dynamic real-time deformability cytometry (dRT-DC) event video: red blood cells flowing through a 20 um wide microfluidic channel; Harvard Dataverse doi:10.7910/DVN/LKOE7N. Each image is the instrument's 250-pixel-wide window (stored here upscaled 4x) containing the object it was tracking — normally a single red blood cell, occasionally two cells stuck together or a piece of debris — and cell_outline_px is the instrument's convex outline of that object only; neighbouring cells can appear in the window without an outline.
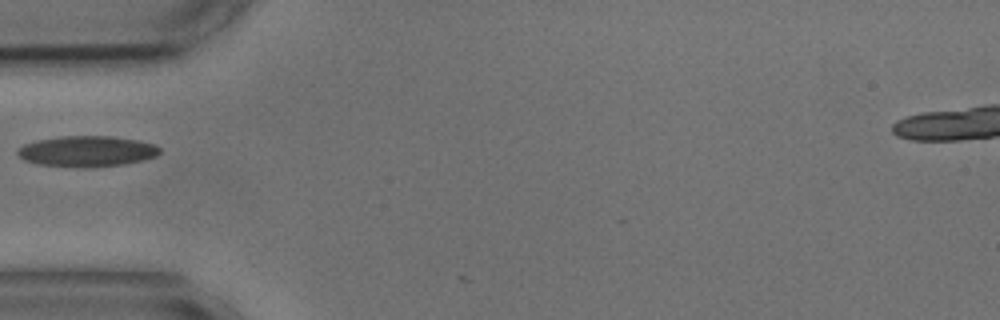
{"species": "common noctule bat (a hibernating species)", "species_latin": "Nyctalus noctula", "temperature_condition": "cold", "stored_images_in_passage": 5, "camera_frame_rate_fps": 3000, "um_per_image_px": 0.085, "animal": {"sex": "male", "body_mass_g": 17.9, "forearm_length_mm": 54.2}, "frame": {"image": 1, "passage_image": 1, "time_ms": 0.0, "image_size_px": [1000, 320], "cell_outline_px": [[160, 152], [156, 156], [124, 164], [96, 168], [76, 168], [36, 164], [24, 160], [16, 152], [24, 144], [36, 140], [64, 136], [108, 136], [136, 140], [156, 144], [160, 148]], "centroid_in_image_um": [7.37, 12.88], "position_along_channel_um": 77.6, "area_um2": 25.66}}